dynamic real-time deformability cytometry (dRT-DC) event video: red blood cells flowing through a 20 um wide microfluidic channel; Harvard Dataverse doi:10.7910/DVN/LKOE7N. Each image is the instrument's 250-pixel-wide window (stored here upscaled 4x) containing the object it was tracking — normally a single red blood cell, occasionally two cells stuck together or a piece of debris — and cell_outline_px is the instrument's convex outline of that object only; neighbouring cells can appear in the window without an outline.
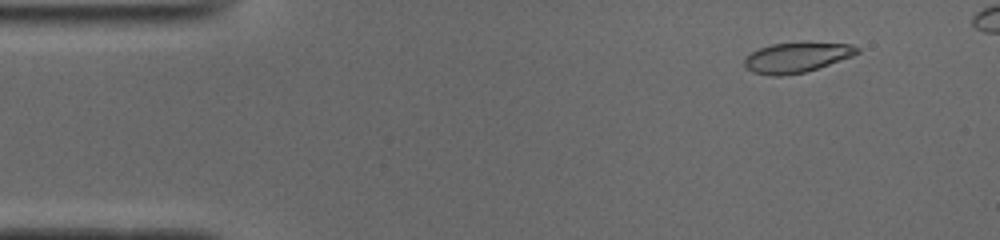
{"species": "common noctule bat (a hibernating species)", "species_latin": "Nyctalus noctula", "temperature_condition": "cold", "stored_images_in_passage": 46, "camera_frame_rate_fps": 3000, "um_per_image_px": 0.085, "animal": {"sex": "male", "body_mass_g": 19.0, "forearm_length_mm": 50.8}, "frame": {"image": 1, "passage_image": 5, "time_ms": 1.333, "image_size_px": [1000, 240], "cell_outline_px": [[860, 52], [852, 56], [804, 72], [780, 76], [772, 76], [752, 72], [744, 64], [744, 60], [752, 52], [760, 48], [772, 44], [852, 44], [860, 48]], "centroid_in_image_um": [67.7, 4.91], "position_along_channel_um": 17.3, "area_um2": 18.96}}
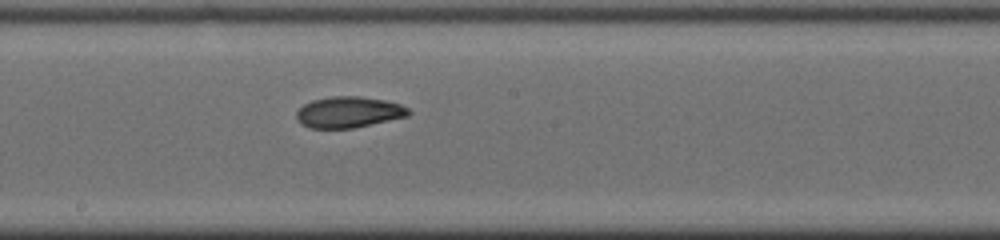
{"frame": {"image": 2, "passage_image": 27, "time_ms": 8.667, "image_size_px": [1000, 240], "cell_outline_px": [[412, 112], [408, 116], [352, 128], [308, 128], [300, 124], [296, 120], [296, 112], [304, 104], [312, 100], [332, 96], [360, 96], [384, 100], [400, 104], [408, 108]], "centroid_in_image_um": [29.61, 9.53], "position_along_channel_um": 218.6, "area_um2": 20.35}}
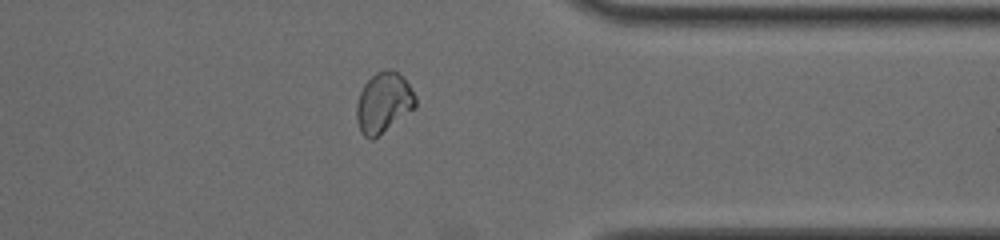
{"frame": {"image": 3, "passage_image": 40, "time_ms": 13.0, "image_size_px": [1000, 240], "cell_outline_px": [[416, 108], [372, 140], [368, 140], [360, 132], [356, 120], [356, 104], [360, 92], [364, 84], [376, 72], [388, 68], [392, 68], [408, 84], [416, 96]], "centroid_in_image_um": [32.58, 8.75], "position_along_channel_um": 378.8, "area_um2": 20.81}, "authors_computed_cell_mechanics": {"area_um2": 20.2878, "velocity_mm_per_s": 3.9195, "shape_relaxation_time_tau1_ms": 5.2005, "shape_relaxation_time_tau2_ms": 3.1908, "deformation_change_tau1": 0.1601, "deformation_change_tau2": 0.0667}}